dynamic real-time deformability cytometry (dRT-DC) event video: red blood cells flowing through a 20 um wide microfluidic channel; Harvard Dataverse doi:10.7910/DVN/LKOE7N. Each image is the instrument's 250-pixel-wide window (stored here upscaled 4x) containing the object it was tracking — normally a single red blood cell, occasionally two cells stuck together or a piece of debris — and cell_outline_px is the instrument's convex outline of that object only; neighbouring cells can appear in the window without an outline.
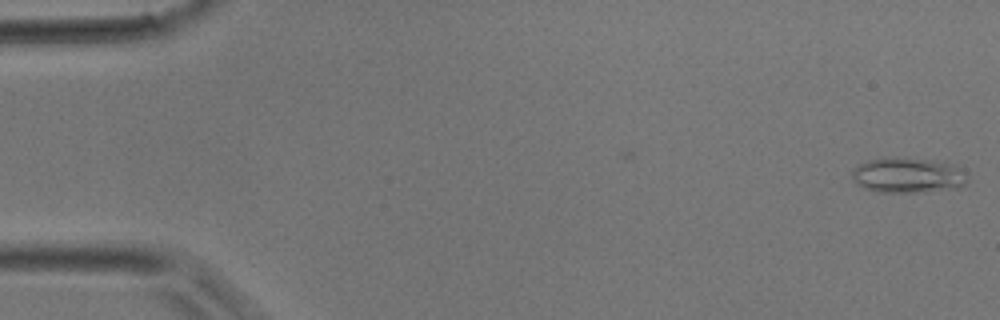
{"species": "common noctule bat (a hibernating species)", "species_latin": "Nyctalus noctula", "temperature_condition": "room temperature", "stored_images_in_passage": 40, "camera_frame_rate_fps": 3000, "um_per_image_px": 0.085, "animal": {"sex": "male", "body_mass_g": 17.9}, "frame": {"image": 1, "passage_image": 1, "time_ms": 0.0, "image_size_px": [1000, 320], "cell_outline_px": [[968, 180], [960, 188], [924, 192], [876, 192], [864, 188], [856, 184], [852, 180], [852, 172], [860, 164], [868, 160], [892, 156], [932, 160], [956, 164], [968, 176]], "centroid_in_image_um": [77.19, 14.9], "position_along_channel_um": 7.8, "area_um2": 24.16}}
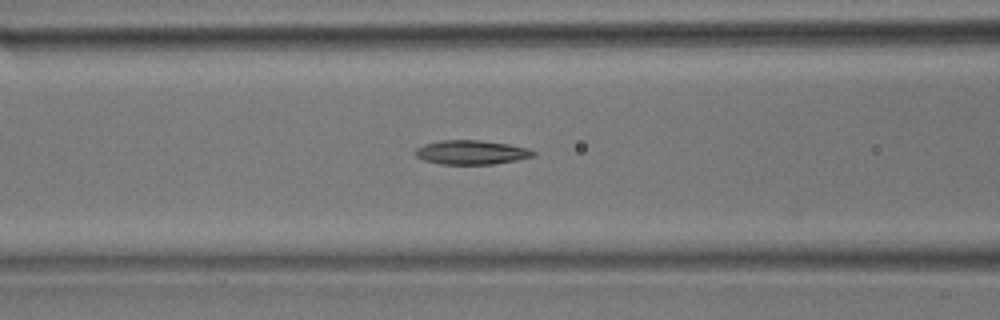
{"frame": {"image": 2, "passage_image": 16, "time_ms": 5.0, "image_size_px": [1000, 320], "cell_outline_px": [[536, 156], [496, 164], [440, 164], [424, 160], [416, 156], [412, 152], [416, 148], [424, 144], [440, 140], [480, 140], [508, 144], [528, 148], [536, 152]], "centroid_in_image_um": [40.06, 12.95], "position_along_channel_um": 126.5, "area_um2": 16.76}}
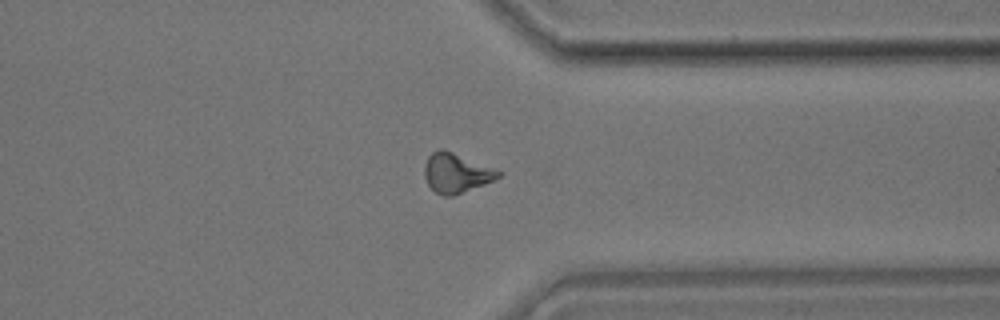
{"frame": {"image": 3, "passage_image": 31, "time_ms": 10.0, "image_size_px": [1000, 320], "cell_outline_px": [[504, 172], [500, 176], [484, 184], [452, 196], [444, 196], [436, 192], [428, 184], [424, 176], [424, 164], [428, 156], [432, 152], [440, 148], [452, 152]], "centroid_in_image_um": [38.75, 14.7], "position_along_channel_um": 372.6, "area_um2": 16.76}}